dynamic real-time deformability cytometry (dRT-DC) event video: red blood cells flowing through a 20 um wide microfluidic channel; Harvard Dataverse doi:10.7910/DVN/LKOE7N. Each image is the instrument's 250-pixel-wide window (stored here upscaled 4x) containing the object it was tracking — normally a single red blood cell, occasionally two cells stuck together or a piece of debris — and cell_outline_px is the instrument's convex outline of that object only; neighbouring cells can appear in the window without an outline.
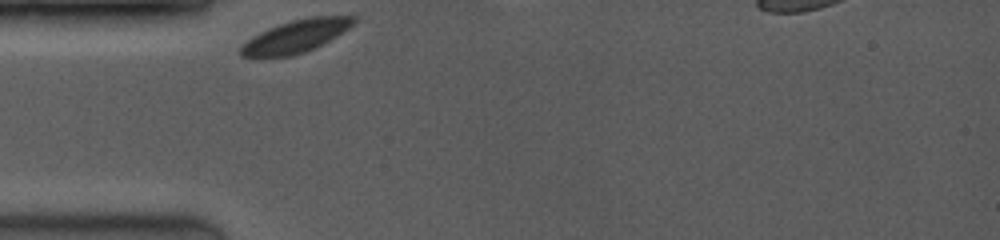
{"species": "common noctule bat (a hibernating species)", "species_latin": "Nyctalus noctula", "temperature_condition": "room temperature", "stored_images_in_passage": 3, "camera_frame_rate_fps": 3500, "um_per_image_px": 0.085, "animal": {"sex": "female", "body_mass_g": 19.0, "forearm_length_mm": 53.3}, "frame": {"image": 1, "passage_image": 1, "time_ms": 0.0, "image_size_px": [1000, 240], "cell_outline_px": [[356, 20], [348, 28], [336, 36], [304, 52], [288, 56], [240, 56], [240, 44], [252, 36], [268, 28], [292, 20], [312, 16], [356, 16]], "centroid_in_image_um": [25.11, 3.06], "position_along_channel_um": 59.9, "area_um2": 20.98}}